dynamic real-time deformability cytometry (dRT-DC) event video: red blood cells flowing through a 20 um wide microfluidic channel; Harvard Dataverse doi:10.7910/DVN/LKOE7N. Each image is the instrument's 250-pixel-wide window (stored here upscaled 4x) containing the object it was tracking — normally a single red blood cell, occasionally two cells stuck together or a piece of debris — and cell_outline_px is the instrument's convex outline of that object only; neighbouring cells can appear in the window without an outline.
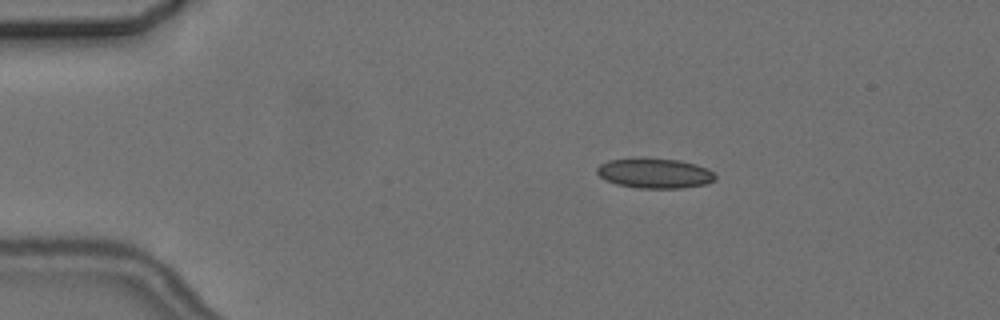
{"species": "common noctule bat (a hibernating species)", "species_latin": "Nyctalus noctula", "temperature_condition": "cold", "stored_images_in_passage": 4, "camera_frame_rate_fps": 3000, "um_per_image_px": 0.085, "animal": {"sex": "female", "body_mass_g": 24.6, "forearm_length_mm": 56.2}, "frame": {"image": 1, "passage_image": 2, "time_ms": 1.333, "image_size_px": [1000, 320], "cell_outline_px": [[716, 180], [704, 184], [680, 188], [640, 188], [616, 184], [604, 180], [596, 172], [596, 168], [600, 164], [608, 160], [636, 156], [644, 156], [680, 160], [696, 164], [708, 168], [716, 176]], "centroid_in_image_um": [55.61, 14.69], "position_along_channel_um": 29.4, "area_um2": 21.27}}